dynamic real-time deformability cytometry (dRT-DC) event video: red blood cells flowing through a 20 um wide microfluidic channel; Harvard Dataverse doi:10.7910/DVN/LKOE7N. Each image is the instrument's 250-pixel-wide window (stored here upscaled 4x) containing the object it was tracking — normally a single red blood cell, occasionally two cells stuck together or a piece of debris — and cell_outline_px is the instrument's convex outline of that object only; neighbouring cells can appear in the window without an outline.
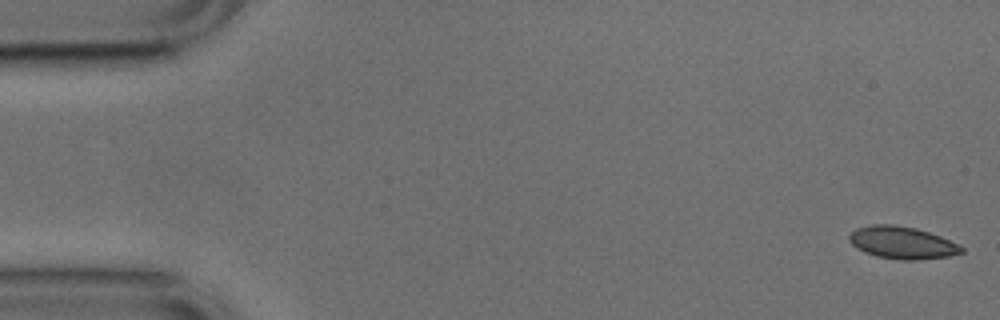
{"species": "common noctule bat (a hibernating species)", "species_latin": "Nyctalus noctula", "temperature_condition": "cold", "stored_images_in_passage": 53, "camera_frame_rate_fps": 3000, "um_per_image_px": 0.085, "animal": {"sex": "male", "body_mass_g": 17.9, "forearm_length_mm": 54.2}, "frame": {"image": 1, "passage_image": 1, "time_ms": 0.0, "image_size_px": [1000, 320], "cell_outline_px": [[964, 252], [948, 256], [916, 260], [900, 260], [876, 256], [864, 252], [856, 248], [848, 240], [848, 236], [856, 228], [872, 224], [892, 224], [916, 228], [940, 236], [964, 248]], "centroid_in_image_um": [76.64, 20.63], "position_along_channel_um": 8.4, "area_um2": 21.1}}
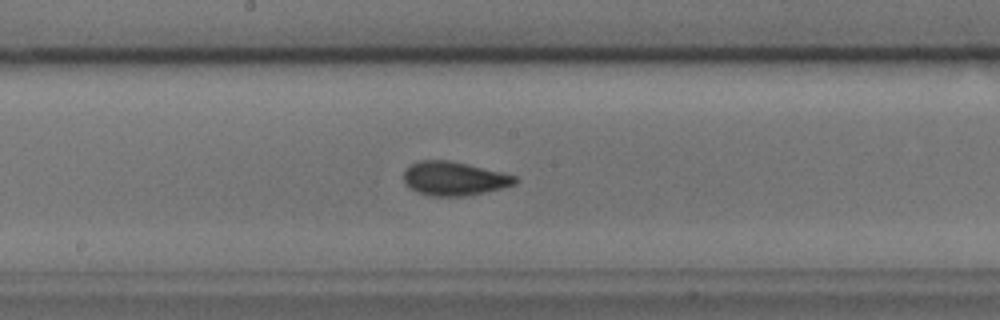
{"frame": {"image": 2, "passage_image": 27, "time_ms": 8.667, "image_size_px": [1000, 320], "cell_outline_px": [[520, 180], [516, 184], [484, 192], [464, 196], [432, 196], [416, 192], [404, 184], [404, 172], [408, 164], [420, 160], [448, 160], [468, 164], [516, 176]], "centroid_in_image_um": [38.56, 15.17], "position_along_channel_um": 209.6, "area_um2": 22.02}}
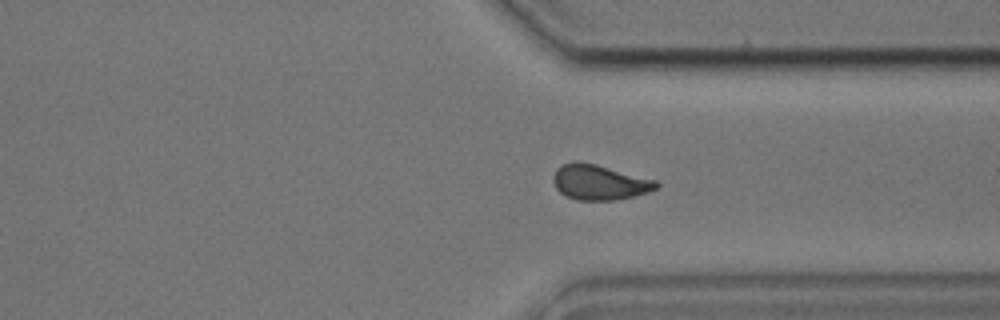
{"frame": {"image": 3, "passage_image": 39, "time_ms": 12.667, "image_size_px": [1000, 320], "cell_outline_px": [[660, 184], [656, 188], [648, 192], [616, 200], [576, 200], [560, 192], [556, 188], [552, 180], [552, 176], [556, 168], [564, 164], [576, 160], [596, 164], [656, 180]], "centroid_in_image_um": [50.92, 15.48], "position_along_channel_um": 360.5, "area_um2": 21.1}, "authors_computed_cell_mechanics": {"area_um2": 21.097, "velocity_mm_per_s": 3.7741, "shape_relaxation_time_tau1_ms": 5.2018, "shape_relaxation_time_tau2_ms": 0.7413, "deformation_change_tau1": 0.1042, "deformation_change_tau2": 0.0368}}